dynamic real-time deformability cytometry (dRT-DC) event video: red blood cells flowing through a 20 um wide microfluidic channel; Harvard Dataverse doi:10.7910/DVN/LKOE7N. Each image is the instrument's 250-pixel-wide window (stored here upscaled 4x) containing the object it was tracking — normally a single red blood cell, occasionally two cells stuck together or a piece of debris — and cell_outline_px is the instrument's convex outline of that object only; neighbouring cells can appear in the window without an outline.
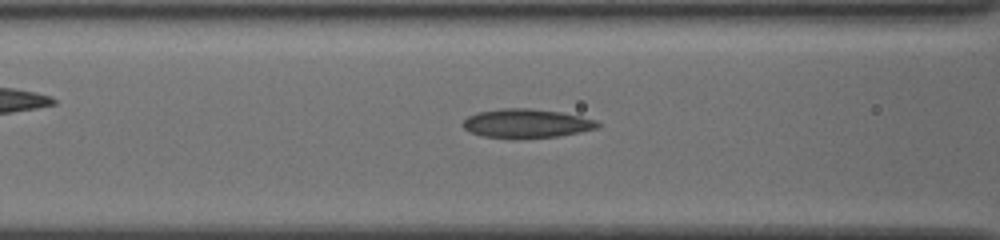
{"species": "common noctule bat (a hibernating species)", "species_latin": "Nyctalus noctula", "temperature_condition": "cold", "stored_images_in_passage": 28, "camera_frame_rate_fps": 3000, "um_per_image_px": 0.085, "animal": {"sex": "female", "body_mass_g": 19.5, "forearm_length_mm": 54.1}, "frame": {"image": 1, "passage_image": 4, "time_ms": 1.0, "image_size_px": [1000, 240], "cell_outline_px": [[600, 124], [596, 128], [580, 132], [556, 136], [484, 136], [472, 132], [464, 128], [464, 120], [468, 116], [476, 112], [500, 108], [528, 108], [560, 112], [580, 116], [596, 120]], "centroid_in_image_um": [44.76, 10.44], "position_along_channel_um": 121.8, "area_um2": 21.79}}
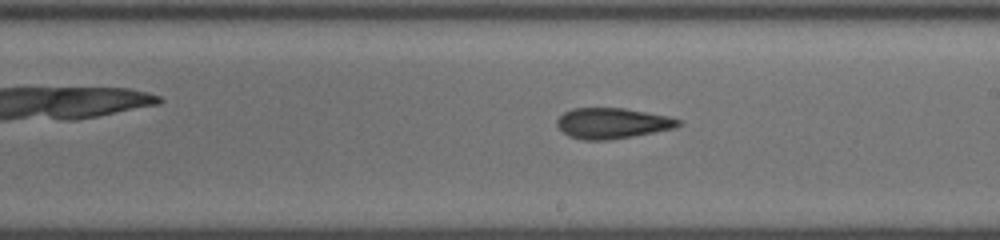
{"frame": {"image": 2, "passage_image": 13, "time_ms": 4.0, "image_size_px": [1000, 240], "cell_outline_px": [[680, 124], [676, 128], [608, 140], [584, 140], [568, 136], [556, 124], [556, 120], [564, 112], [572, 108], [624, 108], [668, 116], [680, 120]], "centroid_in_image_um": [52.02, 10.47], "position_along_channel_um": 237.0, "area_um2": 21.5}}
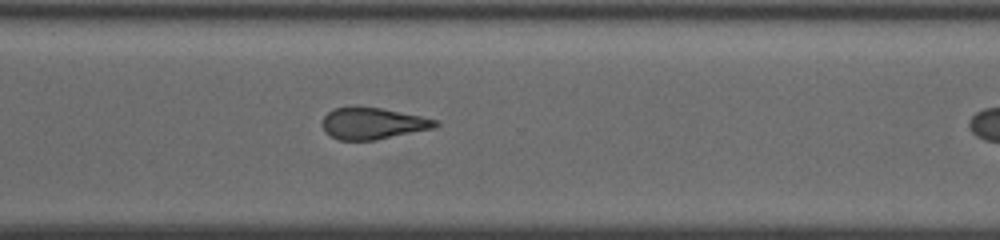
{"frame": {"image": 3, "passage_image": 21, "time_ms": 6.667, "image_size_px": [1000, 240], "cell_outline_px": [[440, 124], [432, 128], [372, 140], [340, 140], [332, 136], [324, 128], [324, 116], [328, 112], [336, 108], [356, 104], [380, 108], [420, 116], [436, 120]], "centroid_in_image_um": [31.66, 10.45], "position_along_channel_um": 338.9, "area_um2": 20.46}}